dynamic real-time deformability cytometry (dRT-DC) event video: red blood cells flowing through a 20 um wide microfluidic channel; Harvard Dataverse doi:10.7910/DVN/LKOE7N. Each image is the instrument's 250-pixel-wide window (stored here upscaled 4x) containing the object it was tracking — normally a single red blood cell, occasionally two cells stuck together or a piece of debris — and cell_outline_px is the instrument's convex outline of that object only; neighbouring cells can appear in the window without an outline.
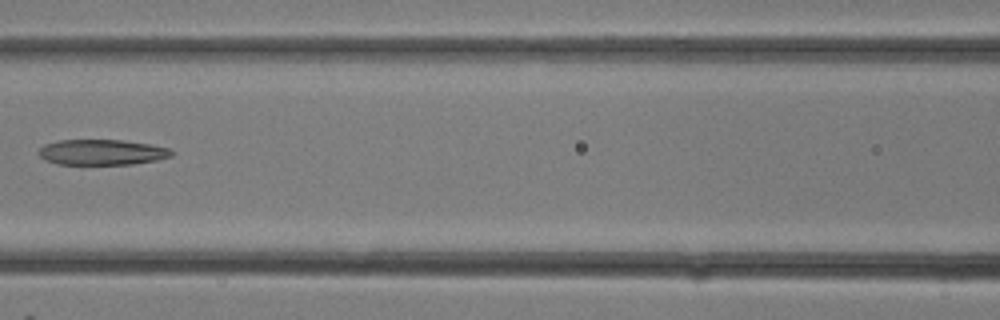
{"species": "common noctule bat (a hibernating species)", "species_latin": "Nyctalus noctula", "temperature_condition": "room temperature", "stored_images_in_passage": 27, "camera_frame_rate_fps": 3000, "um_per_image_px": 0.085, "animal": {"sex": "female"}, "frame": {"image": 1, "passage_image": 12, "time_ms": 3.667, "image_size_px": [1000, 320], "cell_outline_px": [[172, 156], [156, 160], [132, 164], [56, 164], [44, 160], [36, 152], [44, 144], [60, 140], [124, 140], [152, 144], [168, 148], [172, 152]], "centroid_in_image_um": [8.63, 12.93], "position_along_channel_um": 158.0, "area_um2": 19.83}}